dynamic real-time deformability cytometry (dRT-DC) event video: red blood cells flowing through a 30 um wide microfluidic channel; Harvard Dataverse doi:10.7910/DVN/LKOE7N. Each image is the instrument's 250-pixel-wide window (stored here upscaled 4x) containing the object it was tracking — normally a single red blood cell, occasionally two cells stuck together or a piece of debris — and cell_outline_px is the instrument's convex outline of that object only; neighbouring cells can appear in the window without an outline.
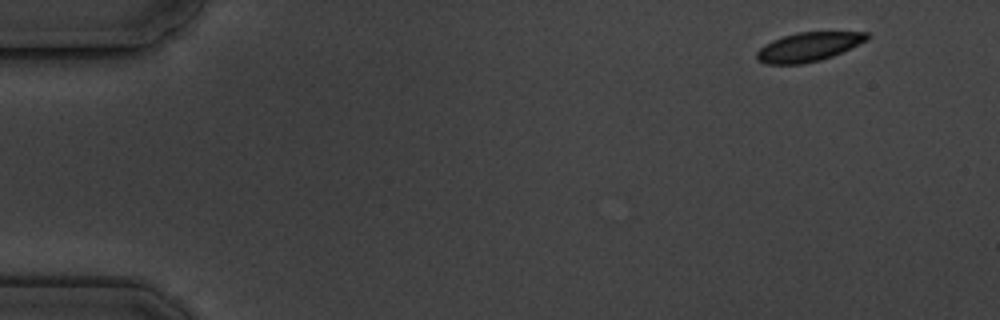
{"species": "common noctule bat (a hibernating species)", "species_latin": "Nyctalus noctula", "temperature_condition": "cold", "stored_images_in_passage": 4, "camera_frame_rate_fps": 3000, "um_per_image_px": 0.085, "animal": {"sex": "male", "body_mass_g": 19.5, "forearm_length_mm": 54.6}, "frame": {"image": 1, "passage_image": 1, "time_ms": 0.0, "image_size_px": [1000, 320], "cell_outline_px": [[872, 36], [868, 40], [832, 56], [820, 60], [804, 64], [764, 64], [756, 60], [756, 52], [760, 48], [772, 40], [796, 32], [868, 32]], "centroid_in_image_um": [68.71, 3.99], "position_along_channel_um": 16.3, "area_um2": 18.73}}